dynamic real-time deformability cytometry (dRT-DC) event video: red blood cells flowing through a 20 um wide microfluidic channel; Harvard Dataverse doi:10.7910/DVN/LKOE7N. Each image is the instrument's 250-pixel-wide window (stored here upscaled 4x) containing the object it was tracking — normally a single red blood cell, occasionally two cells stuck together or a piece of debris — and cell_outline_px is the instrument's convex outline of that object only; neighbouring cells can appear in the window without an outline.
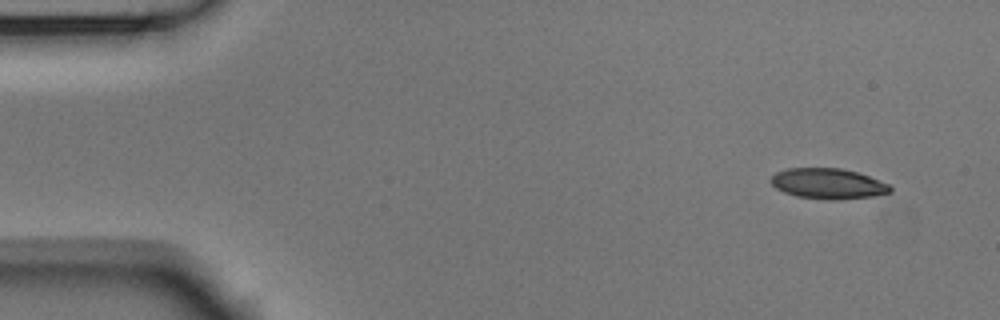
{"species": "Egyptian fruit bat (a non-hibernating species)", "species_latin": "Rousettus aegyptiacus", "temperature_condition": "room temperature", "stored_images_in_passage": 4, "camera_frame_rate_fps": 3000, "um_per_image_px": 0.085, "animal": {"sex": "male"}, "frame": {"image": 1, "passage_image": 1, "time_ms": 0.0, "image_size_px": [1000, 320], "cell_outline_px": [[892, 192], [872, 196], [832, 200], [828, 200], [796, 196], [784, 192], [776, 188], [768, 180], [776, 172], [788, 168], [840, 168], [856, 172], [868, 176], [888, 184], [892, 188]], "centroid_in_image_um": [70.35, 15.61], "position_along_channel_um": 14.7, "area_um2": 21.1}}
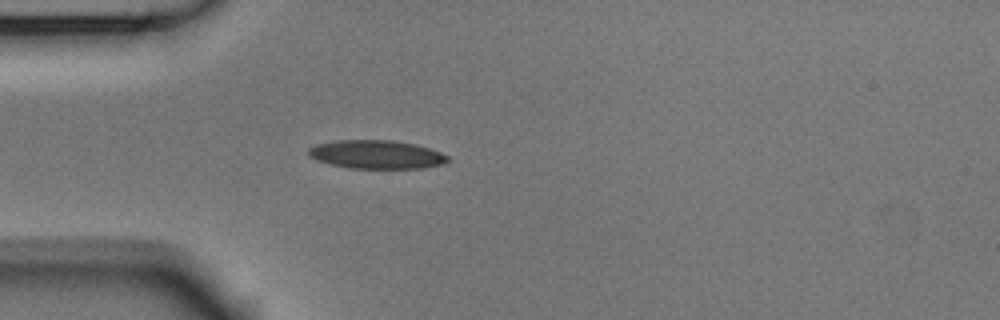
{"frame": {"image": 2, "passage_image": 4, "time_ms": 1.0, "image_size_px": [1000, 320], "cell_outline_px": [[448, 160], [444, 164], [420, 168], [348, 168], [316, 160], [308, 156], [308, 148], [316, 144], [336, 140], [392, 140], [416, 144], [440, 152], [448, 156]], "centroid_in_image_um": [31.97, 13.12], "position_along_channel_um": 53.0, "area_um2": 23.12}}